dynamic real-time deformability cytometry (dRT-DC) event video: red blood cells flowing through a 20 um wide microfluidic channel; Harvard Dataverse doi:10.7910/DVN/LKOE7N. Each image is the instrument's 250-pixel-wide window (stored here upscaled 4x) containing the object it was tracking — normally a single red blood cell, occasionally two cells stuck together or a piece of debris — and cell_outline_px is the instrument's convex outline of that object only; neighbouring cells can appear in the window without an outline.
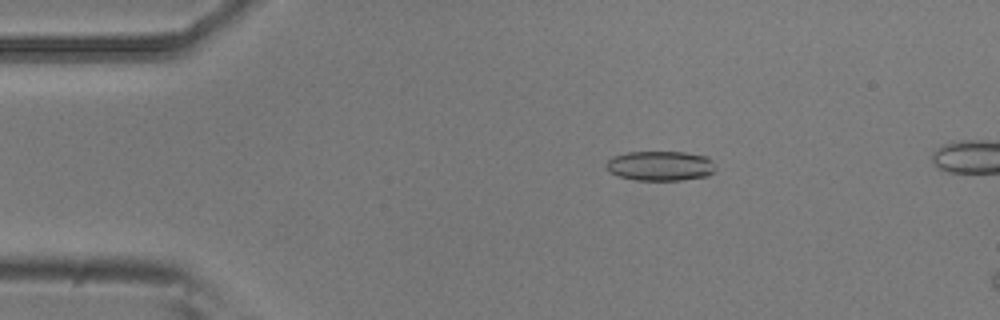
{"species": "common noctule bat (a hibernating species)", "species_latin": "Nyctalus noctula", "temperature_condition": "room temperature", "stored_images_in_passage": 3, "camera_frame_rate_fps": 3000, "um_per_image_px": 0.085, "animal": {"sex": "male", "body_mass_g": 20.5, "forearm_length_mm": 52.5}, "frame": {"image": 1, "passage_image": 2, "time_ms": 0.333, "image_size_px": [1000, 320], "cell_outline_px": [[716, 172], [708, 176], [680, 180], [636, 180], [620, 176], [608, 172], [604, 164], [612, 156], [628, 152], [684, 152], [704, 156], [712, 160], [716, 168]], "centroid_in_image_um": [56.12, 14.1], "position_along_channel_um": 28.9, "area_um2": 19.13}}